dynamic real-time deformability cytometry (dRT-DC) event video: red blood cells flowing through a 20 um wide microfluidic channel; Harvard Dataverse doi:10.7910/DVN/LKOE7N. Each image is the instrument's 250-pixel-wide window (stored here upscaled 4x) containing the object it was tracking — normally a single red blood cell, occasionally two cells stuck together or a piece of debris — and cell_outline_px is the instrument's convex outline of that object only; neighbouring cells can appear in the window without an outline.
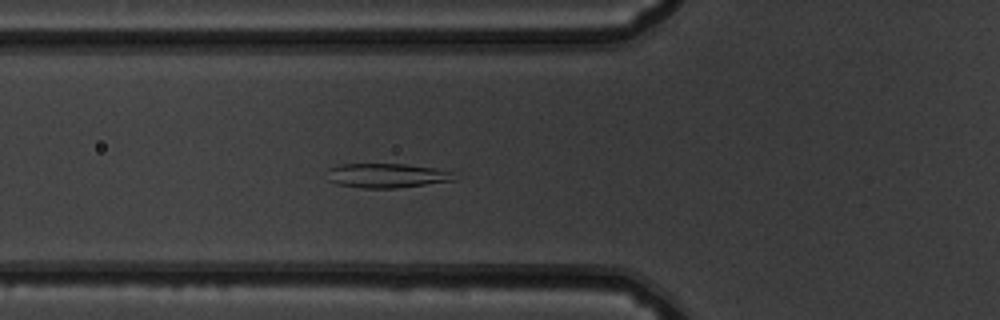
{"species": "common noctule bat (a hibernating species)", "species_latin": "Nyctalus noctula", "temperature_condition": "warm", "stored_images_in_passage": 52, "camera_frame_rate_fps": 3000, "um_per_image_px": 0.085, "animal": {"sex": "male", "body_mass_g": 19.5, "forearm_length_mm": 54.6}, "frame": {"image": 1, "passage_image": 19, "time_ms": 6.0, "image_size_px": [1000, 320], "cell_outline_px": [[456, 180], [396, 188], [360, 188], [336, 184], [328, 180], [328, 168], [340, 164], [404, 164], [432, 168], [452, 172]], "centroid_in_image_um": [32.82, 14.93], "position_along_channel_um": 93.0, "area_um2": 17.98}}
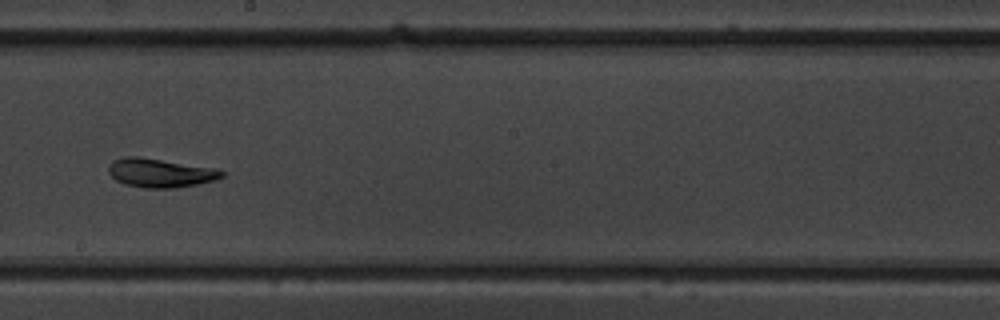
{"frame": {"image": 2, "passage_image": 30, "time_ms": 9.667, "image_size_px": [1000, 320], "cell_outline_px": [[224, 176], [216, 180], [176, 188], [148, 188], [124, 184], [116, 180], [108, 172], [108, 164], [112, 160], [124, 156], [136, 156], [216, 168], [224, 172]], "centroid_in_image_um": [13.6, 14.69], "position_along_channel_um": 234.6, "area_um2": 19.07}}
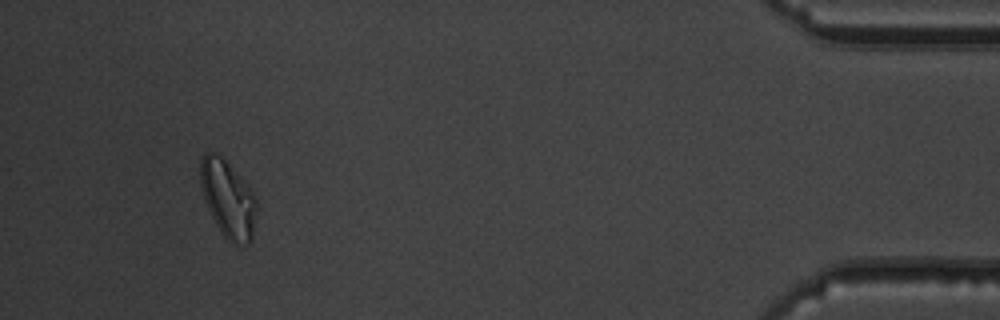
{"frame": {"image": 3, "passage_image": 49, "time_ms": 16.0, "image_size_px": [1000, 320], "cell_outline_px": [[256, 208], [252, 240], [248, 244], [232, 244], [224, 236], [216, 224], [208, 208], [200, 184], [200, 160], [204, 152], [220, 152], [248, 184], [256, 196]], "centroid_in_image_um": [19.38, 16.84], "position_along_channel_um": 415.8, "area_um2": 25.61}, "authors_computed_cell_mechanics": {"area_um2": 20.8369, "velocity_mm_per_s": 3.8609, "shape_relaxation_time_tau1_ms": 6.9374, "shape_relaxation_time_tau2_ms": 2.7183, "deformation_change_tau1": 0.1588, "deformation_change_tau2": 0.0766}}